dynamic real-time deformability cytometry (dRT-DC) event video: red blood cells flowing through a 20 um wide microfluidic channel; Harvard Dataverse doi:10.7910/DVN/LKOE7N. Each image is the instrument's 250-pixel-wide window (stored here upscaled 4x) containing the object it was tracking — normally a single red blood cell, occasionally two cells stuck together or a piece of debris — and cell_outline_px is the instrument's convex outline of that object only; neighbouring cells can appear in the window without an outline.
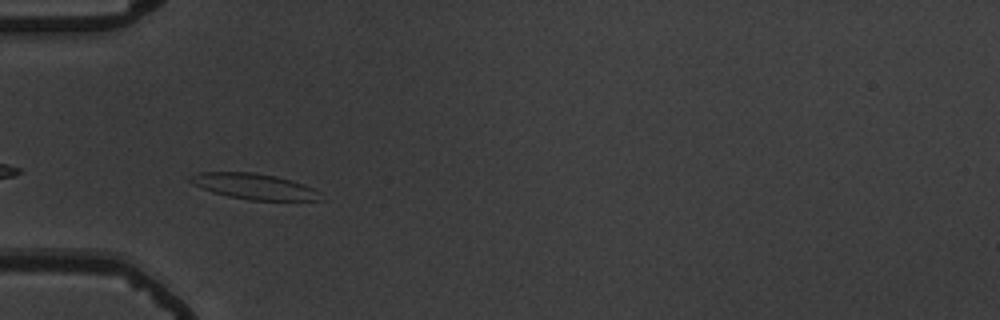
{"species": "common noctule bat (a hibernating species)", "species_latin": "Nyctalus noctula", "temperature_condition": "warm", "stored_images_in_passage": 40, "camera_frame_rate_fps": 3000, "um_per_image_px": 0.085, "animal": {"sex": "male", "body_mass_g": 19.5, "forearm_length_mm": 54.6}, "frame": {"image": 1, "passage_image": 4, "time_ms": 1.0, "image_size_px": [1000, 320], "cell_outline_px": [[324, 200], [248, 200], [228, 196], [212, 192], [192, 184], [188, 180], [188, 176], [200, 172], [252, 172], [276, 176], [292, 180], [304, 184], [320, 192]], "centroid_in_image_um": [21.59, 15.84], "position_along_channel_um": 63.4, "area_um2": 19.65}}
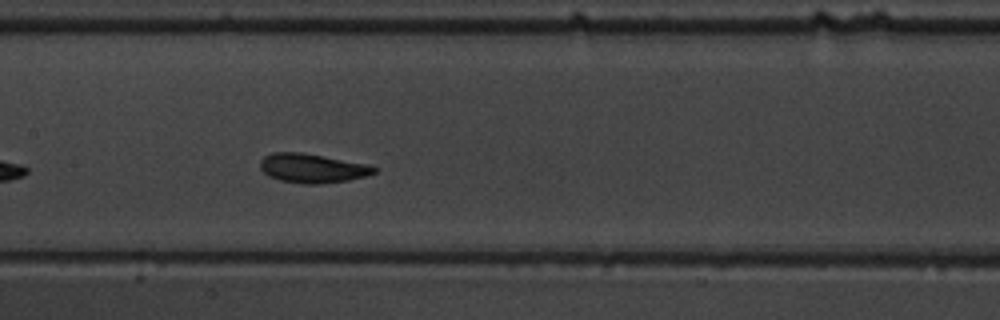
{"frame": {"image": 2, "passage_image": 14, "time_ms": 4.333, "image_size_px": [1000, 320], "cell_outline_px": [[380, 168], [376, 172], [364, 176], [348, 180], [320, 184], [304, 184], [280, 180], [268, 176], [260, 168], [260, 160], [264, 156], [272, 152], [300, 152], [368, 164]], "centroid_in_image_um": [26.54, 14.3], "position_along_channel_um": 180.9, "area_um2": 19.36}}
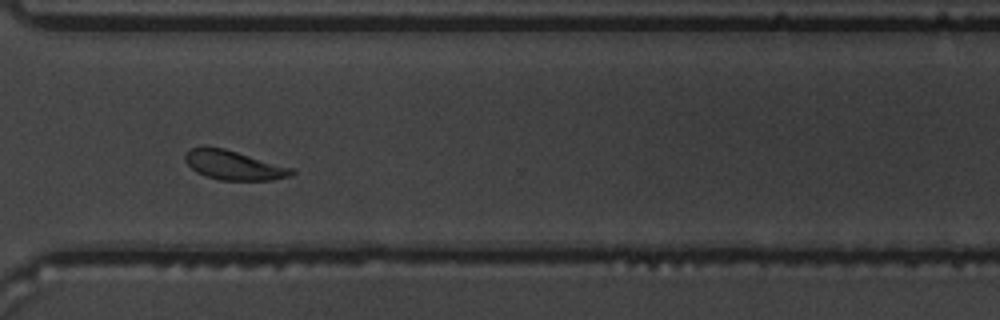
{"frame": {"image": 3, "passage_image": 28, "time_ms": 9.0, "image_size_px": [1000, 320], "cell_outline_px": [[296, 172], [292, 176], [272, 180], [220, 180], [204, 176], [196, 172], [184, 160], [184, 156], [188, 148], [204, 144], [224, 148], [292, 168]], "centroid_in_image_um": [19.8, 14.02], "position_along_channel_um": 350.8, "area_um2": 18.5}, "authors_computed_cell_mechanics": {"area_um2": 18.4093, "velocity_mm_per_s": 3.6372, "shape_relaxation_time_tau1_ms": 1.6659, "shape_relaxation_time_tau2_ms": 1.3205, "deformation_change_tau1": 0.1017, "deformation_change_tau2": 0.066}}